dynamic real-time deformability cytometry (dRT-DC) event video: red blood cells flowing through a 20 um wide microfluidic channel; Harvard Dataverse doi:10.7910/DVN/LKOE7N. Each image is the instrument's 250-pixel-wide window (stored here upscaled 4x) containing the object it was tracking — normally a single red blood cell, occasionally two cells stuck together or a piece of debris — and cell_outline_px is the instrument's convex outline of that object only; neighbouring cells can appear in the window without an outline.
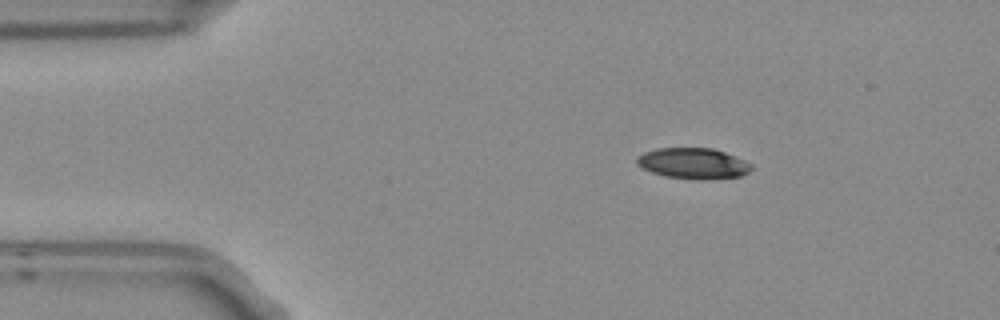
{"species": "Egyptian fruit bat (a non-hibernating species)", "species_latin": "Rousettus aegyptiacus", "temperature_condition": "room temperature", "stored_images_in_passage": 3, "camera_frame_rate_fps": 3000, "um_per_image_px": 0.085, "frame": {"image": 1, "passage_image": 1, "time_ms": 0.0, "image_size_px": [1000, 320], "cell_outline_px": [[752, 168], [748, 172], [740, 176], [704, 180], [664, 176], [652, 172], [636, 164], [636, 156], [644, 152], [656, 148], [712, 148], [724, 152], [744, 160], [752, 164]], "centroid_in_image_um": [58.9, 13.88], "position_along_channel_um": 26.1, "area_um2": 20.52}}